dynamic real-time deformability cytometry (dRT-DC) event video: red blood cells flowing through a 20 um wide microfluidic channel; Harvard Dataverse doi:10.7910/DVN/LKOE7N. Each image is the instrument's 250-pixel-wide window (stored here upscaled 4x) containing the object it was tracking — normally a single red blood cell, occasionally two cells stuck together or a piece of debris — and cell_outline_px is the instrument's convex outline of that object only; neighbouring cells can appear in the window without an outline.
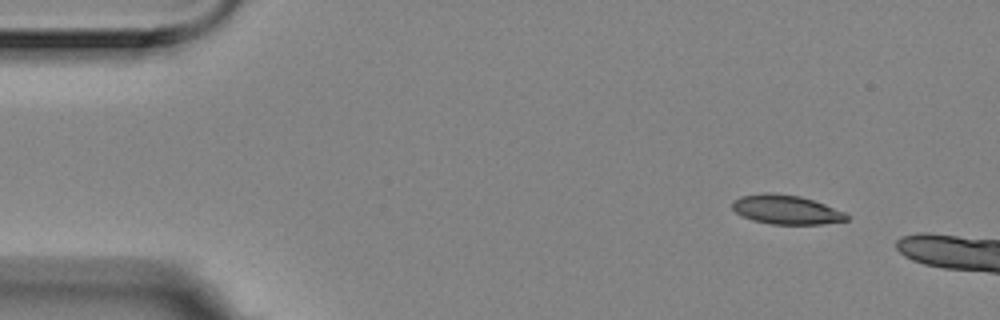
{"species": "Egyptian fruit bat (a non-hibernating species)", "species_latin": "Rousettus aegyptiacus", "temperature_condition": "room temperature", "stored_images_in_passage": 3, "camera_frame_rate_fps": 3000, "um_per_image_px": 0.085, "animal": {"sex": "female"}, "frame": {"image": 1, "passage_image": 1, "time_ms": 0.0, "image_size_px": [1000, 320], "cell_outline_px": [[848, 220], [820, 224], [772, 224], [752, 220], [736, 212], [732, 208], [732, 204], [740, 196], [764, 192], [772, 192], [800, 196], [824, 204], [844, 212], [848, 216]], "centroid_in_image_um": [66.81, 17.81], "position_along_channel_um": 18.2, "area_um2": 19.25}}